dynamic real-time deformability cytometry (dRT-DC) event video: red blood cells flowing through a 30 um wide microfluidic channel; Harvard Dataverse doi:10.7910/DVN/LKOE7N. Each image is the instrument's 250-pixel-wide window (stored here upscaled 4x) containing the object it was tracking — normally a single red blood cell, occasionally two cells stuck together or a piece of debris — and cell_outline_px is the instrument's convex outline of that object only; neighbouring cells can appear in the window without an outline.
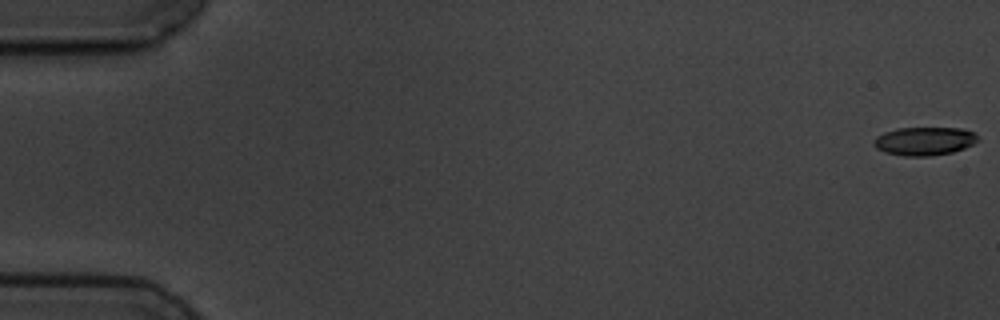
{"species": "common noctule bat (a hibernating species)", "species_latin": "Nyctalus noctula", "temperature_condition": "cold", "stored_images_in_passage": 5, "camera_frame_rate_fps": 3000, "um_per_image_px": 0.085, "animal": {"sex": "male", "body_mass_g": 19.5, "forearm_length_mm": 54.6}, "frame": {"image": 1, "passage_image": 1, "time_ms": 0.0, "image_size_px": [1000, 320], "cell_outline_px": [[980, 140], [964, 148], [952, 152], [932, 156], [904, 156], [884, 152], [876, 148], [872, 144], [872, 140], [876, 136], [884, 132], [896, 128], [960, 128], [976, 132]], "centroid_in_image_um": [78.56, 11.99], "position_along_channel_um": 6.4, "area_um2": 17.46}}
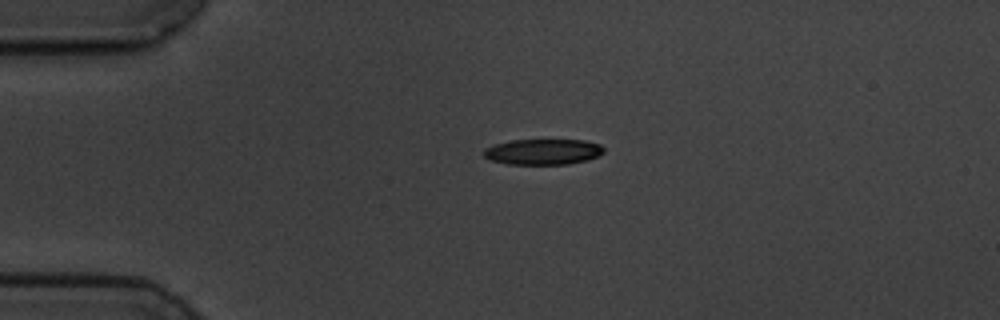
{"frame": {"image": 2, "passage_image": 4, "time_ms": 4.333, "image_size_px": [1000, 320], "cell_outline_px": [[604, 152], [588, 160], [568, 164], [508, 164], [492, 160], [484, 156], [484, 148], [496, 144], [512, 140], [584, 140], [600, 144], [604, 148]], "centroid_in_image_um": [46.18, 12.9], "position_along_channel_um": 38.8, "area_um2": 17.86}}